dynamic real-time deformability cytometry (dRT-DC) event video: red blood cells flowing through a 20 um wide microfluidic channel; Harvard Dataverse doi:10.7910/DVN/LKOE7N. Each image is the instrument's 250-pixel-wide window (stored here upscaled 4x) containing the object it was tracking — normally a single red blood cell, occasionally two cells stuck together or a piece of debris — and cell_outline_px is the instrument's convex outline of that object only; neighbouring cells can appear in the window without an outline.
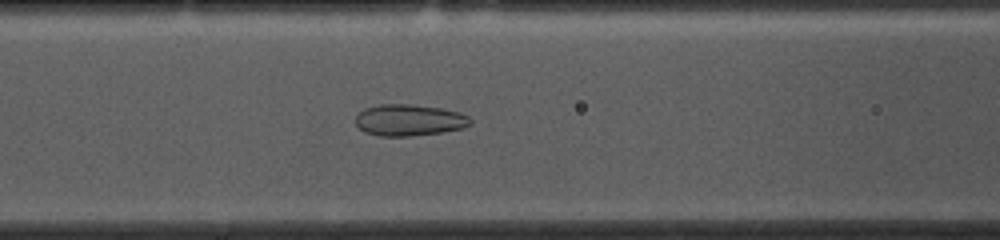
{"species": "common noctule bat (a hibernating species)", "species_latin": "Nyctalus noctula", "temperature_condition": "cold", "stored_images_in_passage": 53, "camera_frame_rate_fps": 3000, "um_per_image_px": 0.085, "animal": {"sex": "female", "body_mass_g": 10.0, "forearm_length_mm": 53.1}, "frame": {"image": 1, "passage_image": 20, "time_ms": 6.333, "image_size_px": [1000, 240], "cell_outline_px": [[472, 124], [464, 128], [440, 132], [412, 136], [380, 136], [364, 132], [356, 124], [356, 116], [364, 108], [380, 104], [412, 104], [440, 108], [460, 112], [468, 116], [472, 120]], "centroid_in_image_um": [34.79, 10.21], "position_along_channel_um": 131.8, "area_um2": 21.15}}
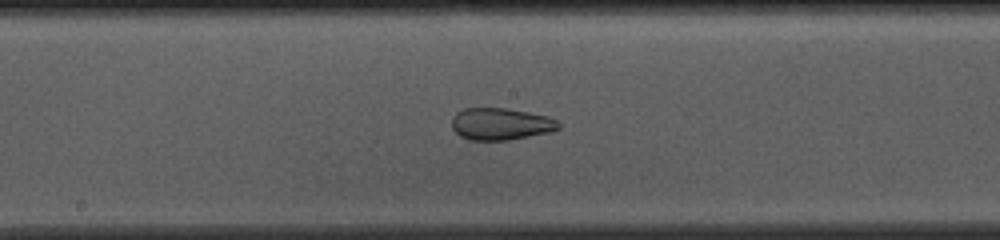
{"frame": {"image": 2, "passage_image": 26, "time_ms": 8.333, "image_size_px": [1000, 240], "cell_outline_px": [[560, 128], [552, 132], [508, 140], [468, 140], [460, 136], [452, 128], [452, 120], [456, 112], [464, 108], [508, 108], [548, 116], [556, 120], [560, 124]], "centroid_in_image_um": [42.57, 10.54], "position_along_channel_um": 205.6, "area_um2": 20.06}}
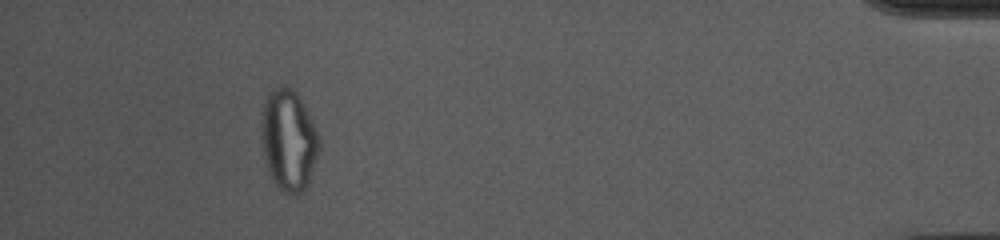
{"frame": {"image": 3, "passage_image": 48, "time_ms": 15.667, "image_size_px": [1000, 240], "cell_outline_px": [[320, 148], [308, 184], [300, 192], [292, 196], [284, 192], [272, 180], [264, 156], [260, 128], [260, 120], [264, 104], [268, 92], [280, 84], [284, 84], [292, 88], [300, 96], [320, 136]], "centroid_in_image_um": [24.53, 11.86], "position_along_channel_um": 410.7, "area_um2": 34.45}, "authors_computed_cell_mechanics": {"area_um2": 27.1082, "velocity_mm_per_s": 3.6873, "shape_relaxation_time_tau1_ms": null, "shape_relaxation_time_tau2_ms": 1.3876, "deformation_change_tau1": null, "deformation_change_tau2": 0.0794}}